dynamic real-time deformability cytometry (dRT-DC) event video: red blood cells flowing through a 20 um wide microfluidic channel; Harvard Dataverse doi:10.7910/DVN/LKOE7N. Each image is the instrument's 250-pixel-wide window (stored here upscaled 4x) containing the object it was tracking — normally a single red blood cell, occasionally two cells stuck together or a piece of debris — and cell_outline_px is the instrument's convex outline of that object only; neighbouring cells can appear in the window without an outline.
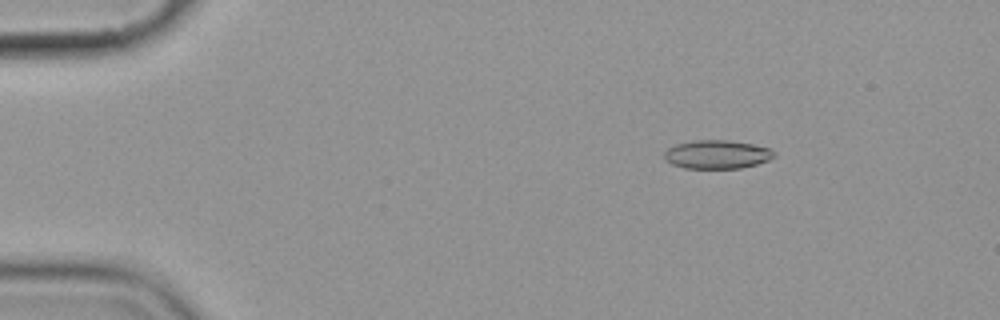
{"species": "common noctule bat (a hibernating species)", "species_latin": "Nyctalus noctula", "temperature_condition": "cold", "stored_images_in_passage": 8, "camera_frame_rate_fps": 3000, "um_per_image_px": 0.085, "animal": {"sex": "female", "body_mass_g": 19.9}, "frame": {"image": 1, "passage_image": 3, "time_ms": 2.333, "image_size_px": [1000, 320], "cell_outline_px": [[776, 156], [768, 160], [756, 164], [740, 168], [684, 168], [672, 164], [664, 156], [664, 152], [668, 148], [676, 144], [696, 140], [728, 140], [752, 144], [768, 148], [776, 152]], "centroid_in_image_um": [60.96, 13.12], "position_along_channel_um": 24.0, "area_um2": 18.15}}
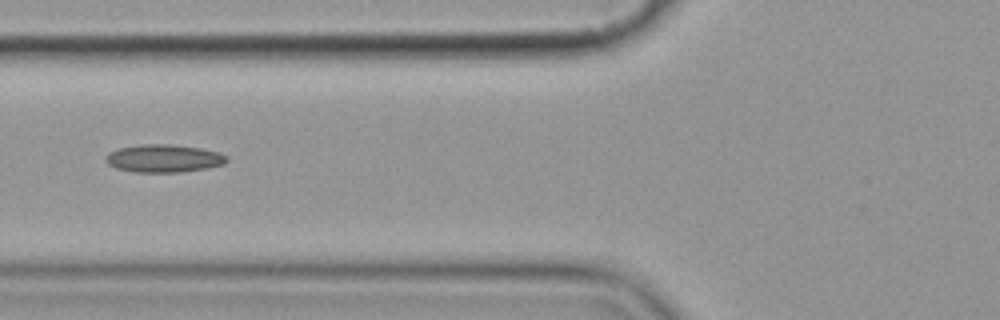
{"frame": {"image": 2, "passage_image": 7, "time_ms": 7.0, "image_size_px": [1000, 320], "cell_outline_px": [[228, 160], [224, 164], [208, 168], [180, 172], [136, 172], [116, 168], [108, 164], [104, 160], [104, 156], [108, 152], [116, 148], [140, 144], [172, 144], [200, 148], [220, 152], [228, 156]], "centroid_in_image_um": [13.9, 13.45], "position_along_channel_um": 111.9, "area_um2": 19.94}}
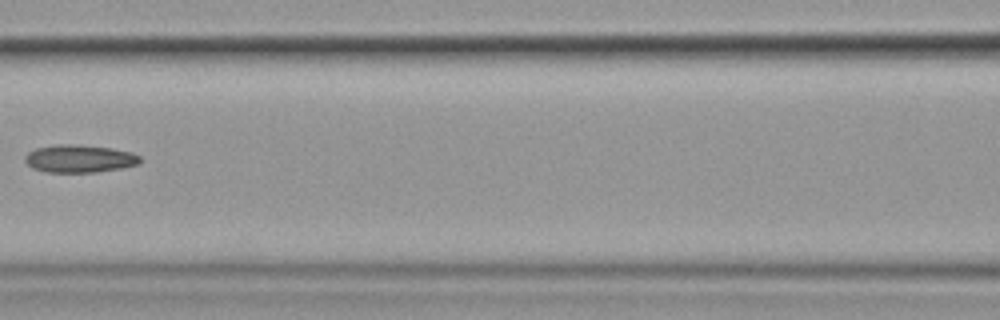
{"frame": {"image": 3, "passage_image": 8, "time_ms": 8.333, "image_size_px": [1000, 320], "cell_outline_px": [[140, 164], [120, 168], [96, 172], [44, 172], [32, 168], [24, 160], [24, 156], [28, 152], [36, 148], [60, 144], [68, 144], [112, 148], [132, 152], [140, 156]], "centroid_in_image_um": [6.74, 13.49], "position_along_channel_um": 159.9, "area_um2": 18.55}}